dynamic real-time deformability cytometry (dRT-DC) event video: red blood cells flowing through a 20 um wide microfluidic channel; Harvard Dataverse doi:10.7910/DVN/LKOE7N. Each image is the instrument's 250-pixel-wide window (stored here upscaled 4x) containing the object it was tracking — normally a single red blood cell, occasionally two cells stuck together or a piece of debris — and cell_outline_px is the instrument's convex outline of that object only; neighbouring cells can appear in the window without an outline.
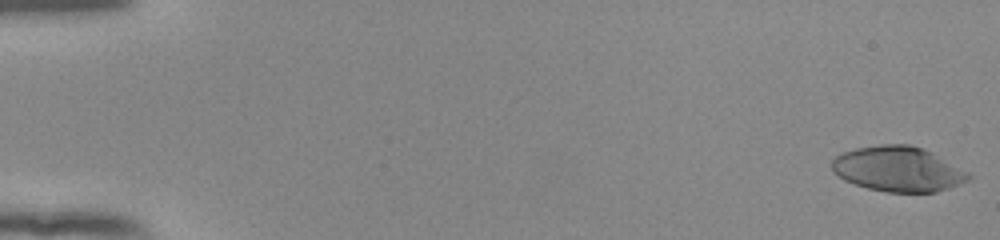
{"species": "human", "species_latin": "Homo sapiens", "temperature_condition": "room temperature", "stored_images_in_passage": 54, "camera_frame_rate_fps": 3000, "um_per_image_px": 0.085, "donor": {"sex": "female"}, "frame": {"image": 1, "passage_image": 1, "time_ms": 0.0, "image_size_px": [1000, 240], "cell_outline_px": [[972, 176], [968, 180], [948, 188], [936, 192], [888, 192], [868, 188], [844, 180], [832, 172], [832, 160], [836, 156], [844, 152], [856, 148], [880, 144], [908, 144], [924, 148], [932, 152], [968, 172]], "centroid_in_image_um": [76.32, 14.36], "position_along_channel_um": 8.7, "area_um2": 35.78}}
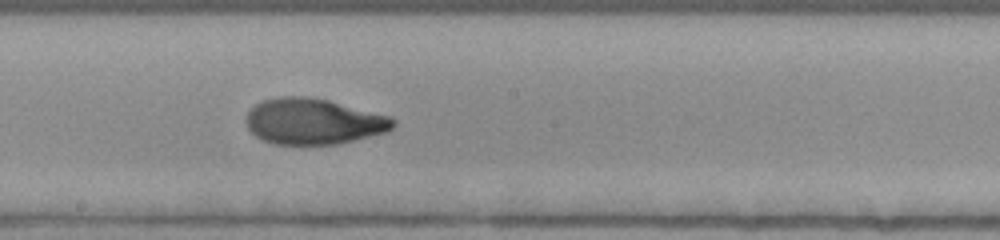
{"frame": {"image": 2, "passage_image": 31, "time_ms": 10.0, "image_size_px": [1000, 240], "cell_outline_px": [[396, 124], [388, 132], [336, 144], [276, 144], [264, 140], [256, 136], [248, 128], [248, 112], [260, 100], [276, 96], [304, 96], [328, 100], [392, 116], [396, 120]], "centroid_in_image_um": [26.68, 10.31], "position_along_channel_um": 221.5, "area_um2": 39.3}}
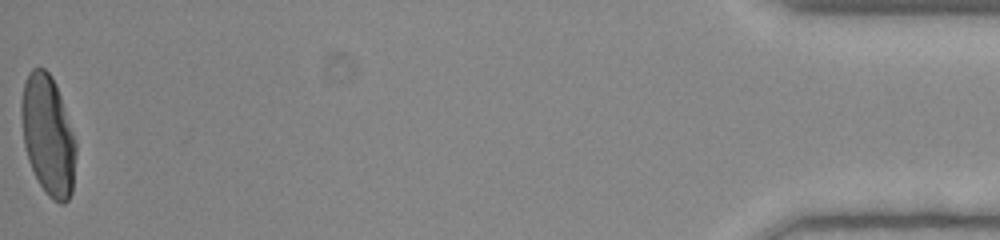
{"frame": {"image": 3, "passage_image": 54, "time_ms": 17.667, "image_size_px": [1000, 240], "cell_outline_px": [[76, 156], [72, 192], [68, 200], [64, 204], [60, 204], [52, 200], [48, 196], [40, 184], [28, 160], [24, 144], [20, 112], [20, 104], [24, 84], [28, 72], [32, 68], [44, 68], [52, 76], [56, 84], [76, 144]], "centroid_in_image_um": [4.07, 11.51], "position_along_channel_um": 431.1, "area_um2": 37.97}, "authors_computed_cell_mechanics": {"area_um2": 37.9746, "velocity_mm_per_s": 3.9182, "shape_relaxation_time_tau1_ms": 6.8887, "shape_relaxation_time_tau2_ms": 1.9146, "deformation_change_tau1": 0.2871, "deformation_change_tau2": 0.0462}}